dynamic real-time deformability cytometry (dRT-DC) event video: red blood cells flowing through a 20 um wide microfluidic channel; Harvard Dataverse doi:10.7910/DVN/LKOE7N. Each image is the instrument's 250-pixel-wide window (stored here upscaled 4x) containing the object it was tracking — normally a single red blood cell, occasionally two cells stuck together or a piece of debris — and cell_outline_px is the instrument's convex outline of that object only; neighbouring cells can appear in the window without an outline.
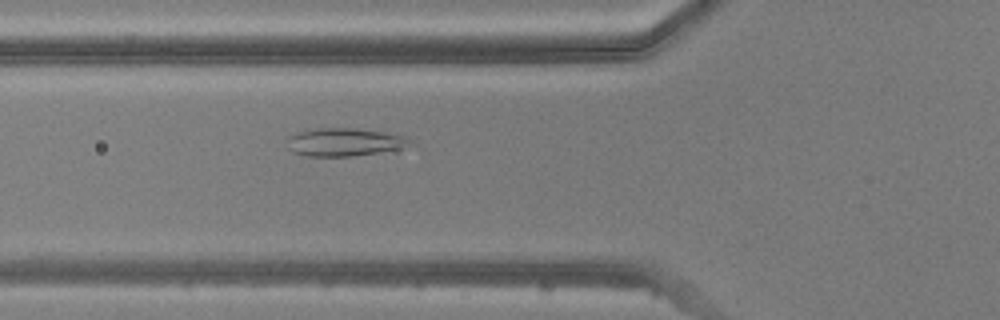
{"species": "common noctule bat (a hibernating species)", "species_latin": "Nyctalus noctula", "temperature_condition": "warm", "stored_images_in_passage": 43, "camera_frame_rate_fps": 3000, "um_per_image_px": 0.085, "animal": {"sex": "male", "body_mass_g": 20.5, "forearm_length_mm": 52.5}, "frame": {"image": 1, "passage_image": 11, "time_ms": 3.333, "image_size_px": [1000, 320], "cell_outline_px": [[416, 144], [404, 148], [352, 156], [308, 156], [292, 152], [288, 148], [288, 136], [300, 132], [320, 128], [352, 128], [408, 136]], "centroid_in_image_um": [29.33, 12.08], "position_along_channel_um": 96.5, "area_um2": 20.0}}
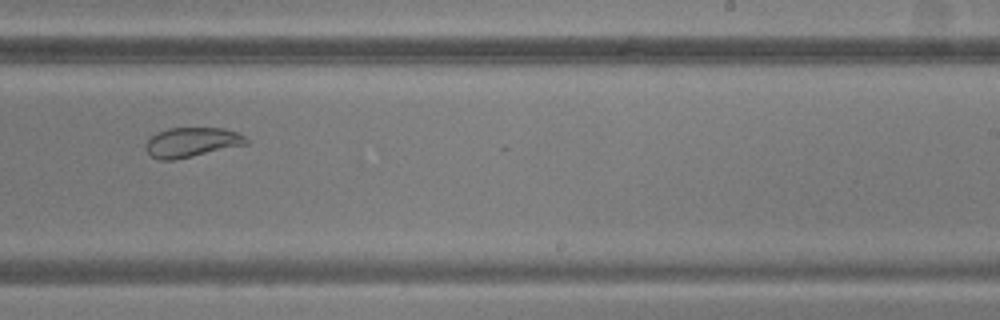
{"frame": {"image": 2, "passage_image": 24, "time_ms": 7.667, "image_size_px": [1000, 320], "cell_outline_px": [[248, 144], [176, 160], [160, 160], [152, 156], [144, 148], [144, 144], [156, 132], [168, 128], [224, 128], [236, 132], [244, 136], [248, 140]], "centroid_in_image_um": [16.28, 12.1], "position_along_channel_um": 272.7, "area_um2": 17.46}}
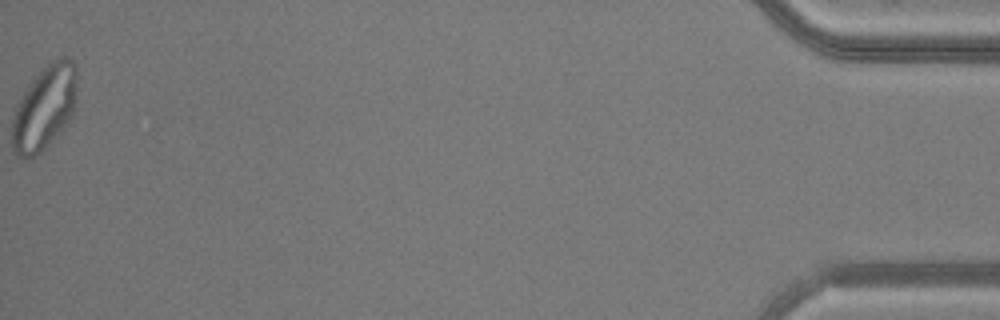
{"frame": {"image": 3, "passage_image": 43, "time_ms": 14.0, "image_size_px": [1000, 320], "cell_outline_px": [[76, 72], [72, 112], [64, 124], [48, 144], [40, 152], [24, 160], [16, 156], [12, 152], [12, 120], [20, 96], [32, 80], [52, 60], [64, 56], [68, 56], [76, 64]], "centroid_in_image_um": [3.72, 9.16], "position_along_channel_um": 431.5, "area_um2": 31.04}}